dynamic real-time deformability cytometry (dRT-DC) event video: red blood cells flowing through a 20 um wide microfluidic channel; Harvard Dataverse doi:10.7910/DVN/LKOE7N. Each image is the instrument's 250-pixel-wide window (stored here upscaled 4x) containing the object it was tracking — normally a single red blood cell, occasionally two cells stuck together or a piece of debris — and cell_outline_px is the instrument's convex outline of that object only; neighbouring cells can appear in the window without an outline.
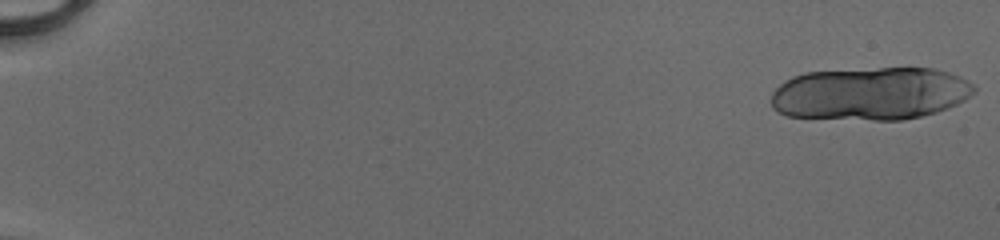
{"species": "human", "species_latin": "Homo sapiens", "temperature_condition": "cold", "stored_images_in_passage": 21, "camera_frame_rate_fps": 3000, "um_per_image_px": 0.085, "donor": {"sex": "male"}, "frame": {"image": 1, "passage_image": 1, "time_ms": 0.0, "image_size_px": [1000, 240], "cell_outline_px": [[976, 92], [964, 100], [948, 108], [936, 112], [920, 116], [900, 120], [872, 120], [788, 116], [776, 112], [772, 108], [772, 92], [784, 80], [792, 76], [804, 72], [880, 68], [936, 68], [960, 76], [968, 80], [976, 88]], "centroid_in_image_um": [73.99, 7.95], "position_along_channel_um": 11.0, "area_um2": 62.89}}